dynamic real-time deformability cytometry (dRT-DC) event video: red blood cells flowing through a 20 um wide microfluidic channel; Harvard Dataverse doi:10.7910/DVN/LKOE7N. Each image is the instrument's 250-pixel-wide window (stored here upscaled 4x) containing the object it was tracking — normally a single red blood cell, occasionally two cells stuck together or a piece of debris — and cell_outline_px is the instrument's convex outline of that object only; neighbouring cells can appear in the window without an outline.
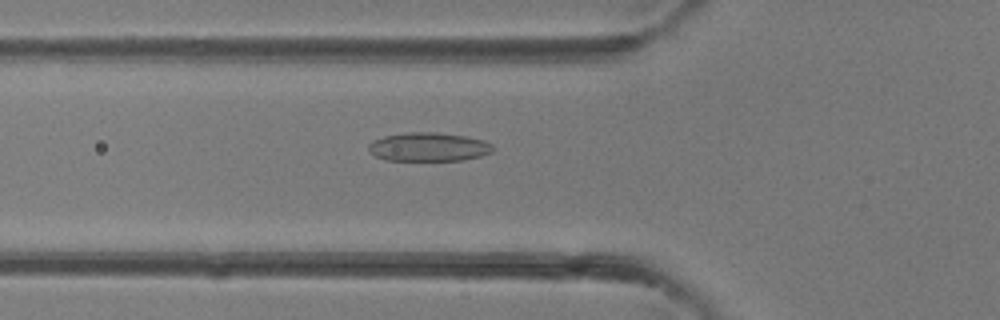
{"species": "common noctule bat (a hibernating species)", "species_latin": "Nyctalus noctula", "temperature_condition": "room temperature", "stored_images_in_passage": 40, "camera_frame_rate_fps": 3000, "um_per_image_px": 0.085, "animal": {"sex": "female"}, "frame": {"image": 1, "passage_image": 14, "time_ms": 4.333, "image_size_px": [1000, 320], "cell_outline_px": [[492, 152], [480, 156], [464, 160], [384, 160], [368, 152], [368, 144], [372, 140], [384, 136], [408, 132], [436, 132], [464, 136], [484, 140], [492, 144]], "centroid_in_image_um": [36.39, 12.49], "position_along_channel_um": 89.4, "area_um2": 20.87}}
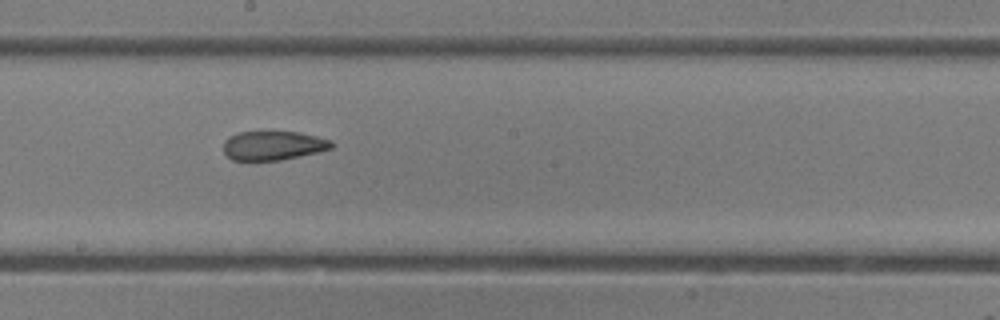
{"frame": {"image": 2, "passage_image": 22, "time_ms": 7.0, "image_size_px": [1000, 320], "cell_outline_px": [[332, 148], [300, 156], [280, 160], [256, 164], [232, 160], [224, 152], [224, 140], [228, 136], [236, 132], [300, 132], [332, 140]], "centroid_in_image_um": [23.14, 12.41], "position_along_channel_um": 225.1, "area_um2": 18.96}}
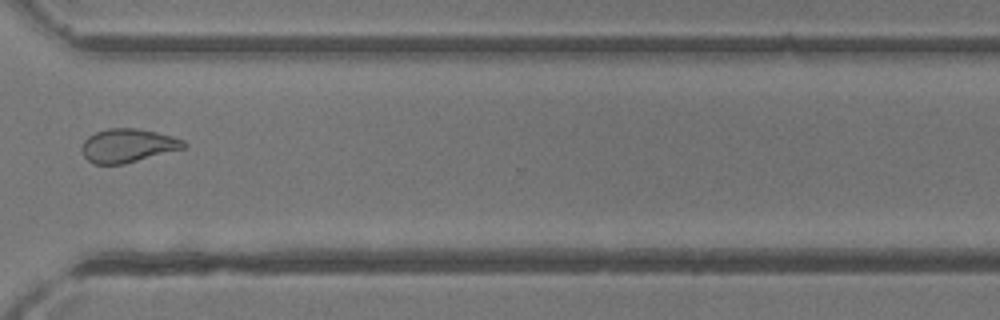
{"frame": {"image": 3, "passage_image": 30, "time_ms": 9.667, "image_size_px": [1000, 320], "cell_outline_px": [[188, 148], [124, 164], [92, 164], [84, 156], [84, 140], [88, 136], [96, 132], [108, 128], [136, 128], [156, 132], [172, 136], [184, 140], [188, 144]], "centroid_in_image_um": [10.94, 12.38], "position_along_channel_um": 359.7, "area_um2": 20.06}}